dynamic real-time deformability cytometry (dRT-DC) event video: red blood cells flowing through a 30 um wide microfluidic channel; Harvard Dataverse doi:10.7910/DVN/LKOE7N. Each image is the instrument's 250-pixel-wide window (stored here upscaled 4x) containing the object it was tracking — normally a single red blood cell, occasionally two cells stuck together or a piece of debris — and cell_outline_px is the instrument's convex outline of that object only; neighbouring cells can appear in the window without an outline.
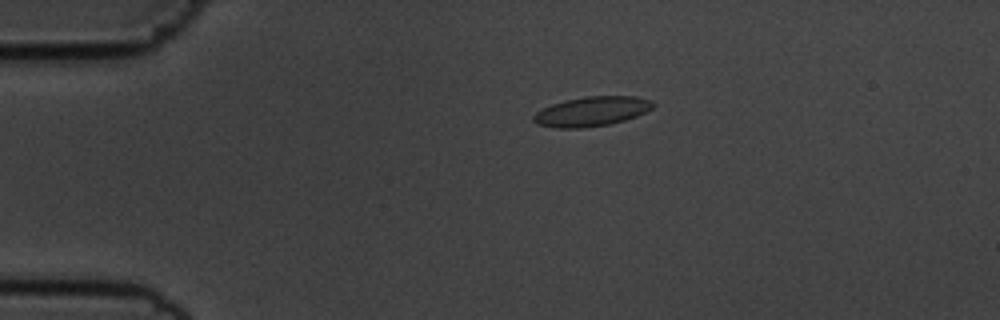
{"species": "common noctule bat (a hibernating species)", "species_latin": "Nyctalus noctula", "temperature_condition": "cold", "stored_images_in_passage": 45, "camera_frame_rate_fps": 3000, "um_per_image_px": 0.085, "animal": {"sex": "male", "body_mass_g": 19.5, "forearm_length_mm": 54.6}, "frame": {"image": 1, "passage_image": 1, "time_ms": 0.0, "image_size_px": [1000, 320], "cell_outline_px": [[656, 104], [652, 108], [636, 116], [624, 120], [608, 124], [584, 128], [556, 128], [536, 124], [532, 120], [532, 116], [536, 112], [552, 104], [564, 100], [588, 96], [636, 96], [652, 100]], "centroid_in_image_um": [50.28, 9.47], "position_along_channel_um": 34.7, "area_um2": 20.63}}
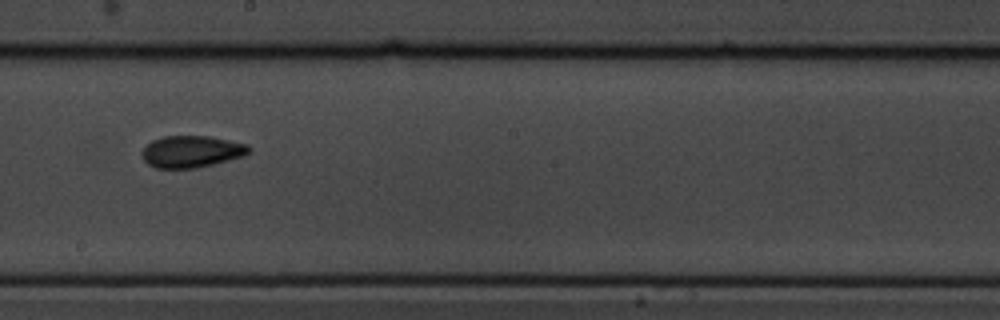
{"frame": {"image": 2, "passage_image": 21, "time_ms": 6.667, "image_size_px": [1000, 320], "cell_outline_px": [[252, 148], [244, 156], [196, 168], [156, 168], [148, 164], [144, 160], [140, 152], [152, 140], [164, 136], [208, 136], [248, 144]], "centroid_in_image_um": [16.27, 12.88], "position_along_channel_um": 231.9, "area_um2": 19.77}}
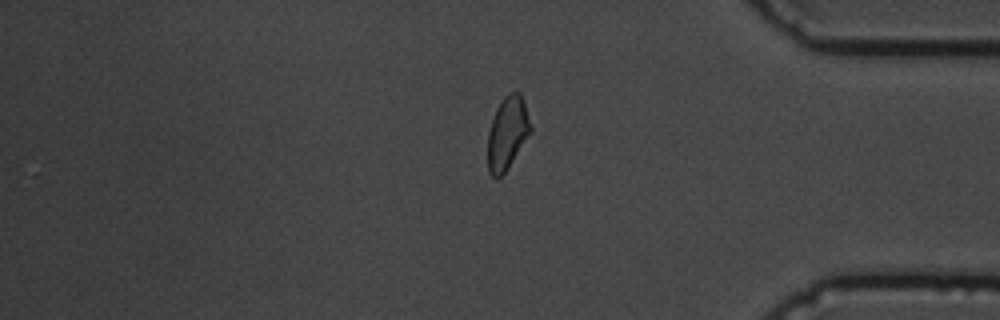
{"frame": {"image": 3, "passage_image": 36, "time_ms": 11.667, "image_size_px": [1000, 320], "cell_outline_px": [[532, 132], [508, 168], [496, 180], [488, 172], [488, 132], [496, 108], [504, 96], [508, 92], [520, 92], [532, 128]], "centroid_in_image_um": [43.12, 11.33], "position_along_channel_um": 392.1, "area_um2": 18.21}, "authors_computed_cell_mechanics": {"area_um2": 19.0162, "velocity_mm_per_s": 3.6101, "shape_relaxation_time_tau1_ms": 2.5876, "shape_relaxation_time_tau2_ms": 3.2754, "deformation_change_tau1": 0.1105, "deformation_change_tau2": 0.0991}}